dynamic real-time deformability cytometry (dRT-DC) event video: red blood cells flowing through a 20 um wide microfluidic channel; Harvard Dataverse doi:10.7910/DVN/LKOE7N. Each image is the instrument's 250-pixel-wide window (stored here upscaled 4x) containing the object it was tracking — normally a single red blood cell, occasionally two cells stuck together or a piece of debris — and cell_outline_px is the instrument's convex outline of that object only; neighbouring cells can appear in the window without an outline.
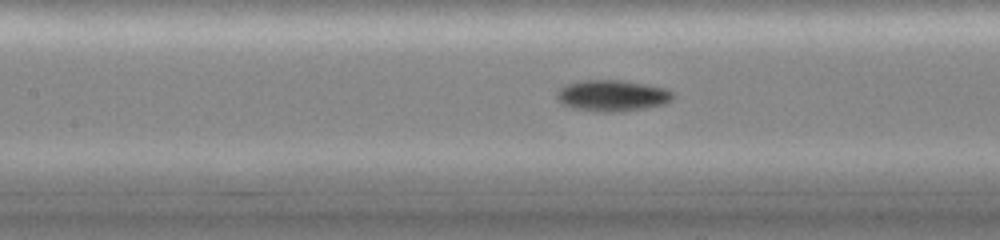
{"species": "common noctule bat (a hibernating species)", "species_latin": "Nyctalus noctula", "temperature_condition": "cold", "stored_images_in_passage": 7, "camera_frame_rate_fps": 3000, "um_per_image_px": 0.085, "animal": {"sex": "female", "body_mass_g": 19.0, "forearm_length_mm": 51.5}, "frame": {"image": 1, "passage_image": 7, "time_ms": 2.0, "image_size_px": [1000, 240], "cell_outline_px": [[676, 96], [672, 100], [664, 104], [644, 108], [612, 112], [608, 112], [572, 108], [556, 100], [556, 92], [564, 84], [584, 80], [624, 80], [648, 84], [664, 88], [676, 92]], "centroid_in_image_um": [52.06, 8.11], "position_along_channel_um": 155.3, "area_um2": 21.33}}